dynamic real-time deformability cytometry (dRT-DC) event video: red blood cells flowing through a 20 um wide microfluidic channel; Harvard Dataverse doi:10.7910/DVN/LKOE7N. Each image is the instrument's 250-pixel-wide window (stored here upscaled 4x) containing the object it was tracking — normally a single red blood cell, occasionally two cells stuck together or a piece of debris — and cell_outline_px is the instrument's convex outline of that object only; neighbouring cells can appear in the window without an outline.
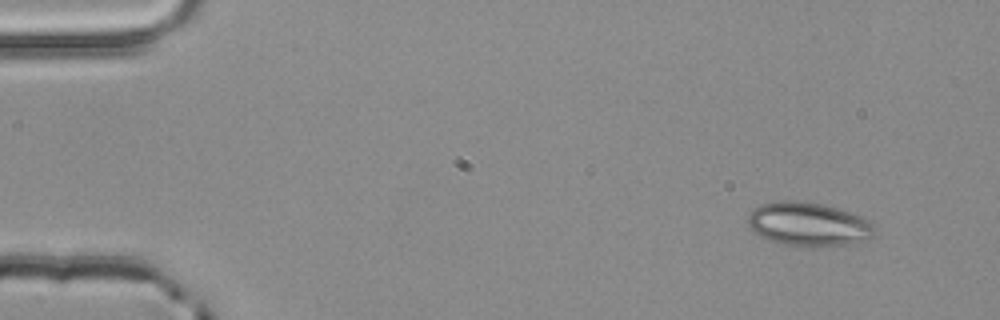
{"species": "common noctule bat (a hibernating species)", "species_latin": "Nyctalus noctula", "temperature_condition": "room temperature", "stored_images_in_passage": 4, "camera_frame_rate_fps": 3000, "um_per_image_px": 0.085, "animal": {"sex": "male", "body_mass_g": 20.4}, "frame": {"image": 1, "passage_image": 1, "time_ms": 0.0, "image_size_px": [1000, 320], "cell_outline_px": [[876, 236], [868, 240], [848, 244], [804, 248], [784, 244], [768, 240], [752, 232], [748, 228], [748, 216], [760, 204], [784, 200], [796, 200], [824, 204], [864, 216], [876, 228]], "centroid_in_image_um": [68.76, 19.07], "position_along_channel_um": 16.2, "area_um2": 33.0}}